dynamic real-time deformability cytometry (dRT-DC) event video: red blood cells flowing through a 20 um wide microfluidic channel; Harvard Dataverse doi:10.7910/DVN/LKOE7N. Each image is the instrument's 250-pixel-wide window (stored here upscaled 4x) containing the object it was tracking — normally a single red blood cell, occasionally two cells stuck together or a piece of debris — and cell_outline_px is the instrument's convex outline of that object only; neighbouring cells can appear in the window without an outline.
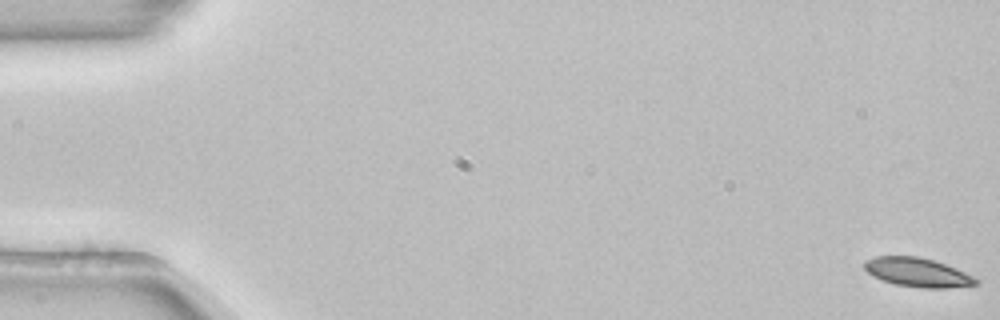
{"species": "common noctule bat (a hibernating species)", "species_latin": "Nyctalus noctula", "temperature_condition": "room temperature", "stored_images_in_passage": 15, "camera_frame_rate_fps": 3000, "um_per_image_px": 0.085, "animal": {"sex": "female", "body_mass_g": 22.7, "forearm_length_mm": 54.2}, "frame": {"image": 1, "passage_image": 1, "time_ms": 0.0, "image_size_px": [1000, 320], "cell_outline_px": [[980, 284], [948, 288], [920, 288], [896, 284], [872, 276], [864, 268], [864, 260], [876, 256], [916, 256], [932, 260], [944, 264], [964, 272], [980, 280]], "centroid_in_image_um": [77.99, 23.16], "position_along_channel_um": 7.0, "area_um2": 18.73}}